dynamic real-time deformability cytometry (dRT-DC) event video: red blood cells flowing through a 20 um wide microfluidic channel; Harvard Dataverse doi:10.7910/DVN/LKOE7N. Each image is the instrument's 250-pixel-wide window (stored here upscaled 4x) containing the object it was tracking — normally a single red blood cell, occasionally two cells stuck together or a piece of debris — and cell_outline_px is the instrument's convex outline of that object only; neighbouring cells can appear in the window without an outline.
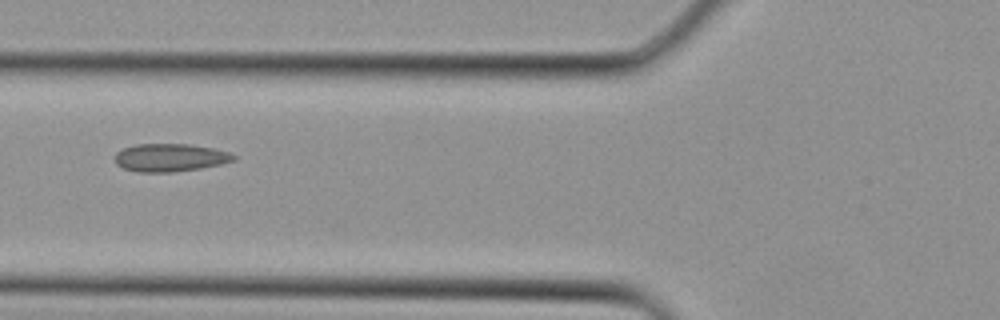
{"species": "Egyptian fruit bat (a non-hibernating species)", "species_latin": "Rousettus aegyptiacus", "temperature_condition": "cold", "stored_images_in_passage": 6, "camera_frame_rate_fps": 3000, "um_per_image_px": 0.085, "animal": {"sex": "female"}, "frame": {"image": 1, "passage_image": 6, "time_ms": 1.667, "image_size_px": [1000, 320], "cell_outline_px": [[236, 160], [220, 164], [200, 168], [172, 172], [136, 172], [124, 168], [116, 164], [116, 152], [124, 148], [136, 144], [192, 144], [212, 148], [228, 152], [236, 156]], "centroid_in_image_um": [14.46, 13.39], "position_along_channel_um": 111.3, "area_um2": 19.25}}